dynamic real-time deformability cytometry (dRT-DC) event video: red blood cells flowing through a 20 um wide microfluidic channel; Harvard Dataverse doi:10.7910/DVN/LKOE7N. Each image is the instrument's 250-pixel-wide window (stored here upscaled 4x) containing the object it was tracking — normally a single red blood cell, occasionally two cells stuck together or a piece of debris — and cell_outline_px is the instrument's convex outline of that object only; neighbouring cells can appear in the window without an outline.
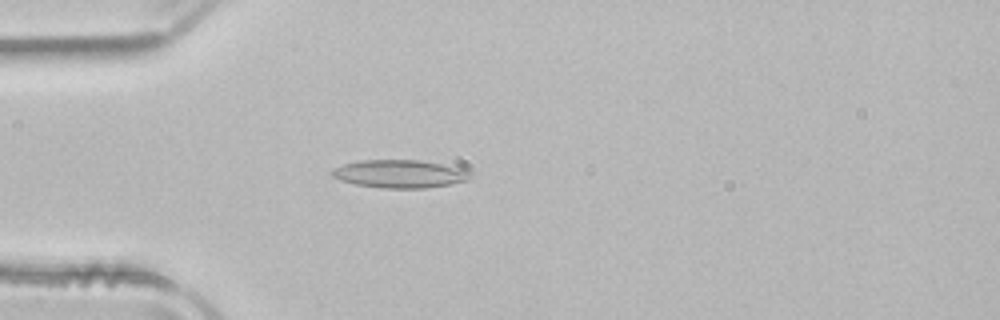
{"species": "common noctule bat (a hibernating species)", "species_latin": "Nyctalus noctula", "temperature_condition": "room temperature", "stored_images_in_passage": 51, "camera_frame_rate_fps": 3000, "um_per_image_px": 0.085, "animal": {"sex": "male", "body_mass_g": 21.5, "forearm_length_mm": 52.0}, "frame": {"image": 1, "passage_image": 14, "time_ms": 4.333, "image_size_px": [1000, 320], "cell_outline_px": [[472, 176], [468, 180], [452, 184], [424, 188], [380, 188], [356, 184], [340, 180], [332, 176], [332, 172], [336, 168], [344, 164], [360, 160], [420, 160], [460, 168], [472, 172]], "centroid_in_image_um": [34.01, 14.78], "position_along_channel_um": 51.0, "area_um2": 22.43}}
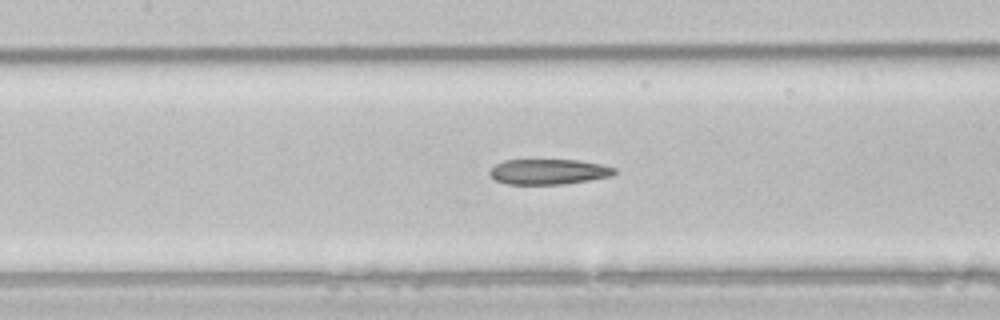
{"frame": {"image": 2, "passage_image": 23, "time_ms": 7.333, "image_size_px": [1000, 320], "cell_outline_px": [[616, 172], [612, 176], [564, 184], [508, 184], [496, 180], [488, 172], [496, 164], [504, 160], [576, 160], [600, 164], [616, 168]], "centroid_in_image_um": [46.64, 14.59], "position_along_channel_um": 160.8, "area_um2": 18.26}}
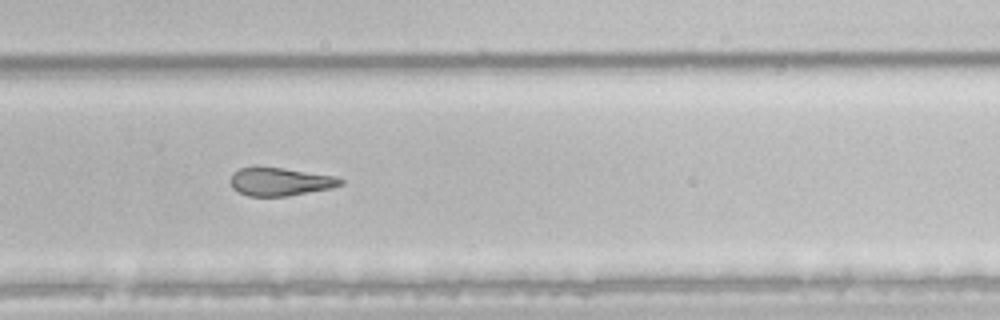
{"frame": {"image": 3, "passage_image": 34, "time_ms": 11.0, "image_size_px": [1000, 320], "cell_outline_px": [[344, 184], [328, 188], [288, 196], [248, 196], [232, 188], [228, 180], [232, 172], [240, 168], [256, 164], [284, 168], [336, 176], [344, 180]], "centroid_in_image_um": [23.73, 15.4], "position_along_channel_um": 306.1, "area_um2": 18.55}, "authors_computed_cell_mechanics": {"area_um2": 20.7502, "velocity_mm_per_s": 3.9804, "shape_relaxation_time_tau1_ms": null, "shape_relaxation_time_tau2_ms": 4.8558, "deformation_change_tau1": null, "deformation_change_tau2": 0.1515}}